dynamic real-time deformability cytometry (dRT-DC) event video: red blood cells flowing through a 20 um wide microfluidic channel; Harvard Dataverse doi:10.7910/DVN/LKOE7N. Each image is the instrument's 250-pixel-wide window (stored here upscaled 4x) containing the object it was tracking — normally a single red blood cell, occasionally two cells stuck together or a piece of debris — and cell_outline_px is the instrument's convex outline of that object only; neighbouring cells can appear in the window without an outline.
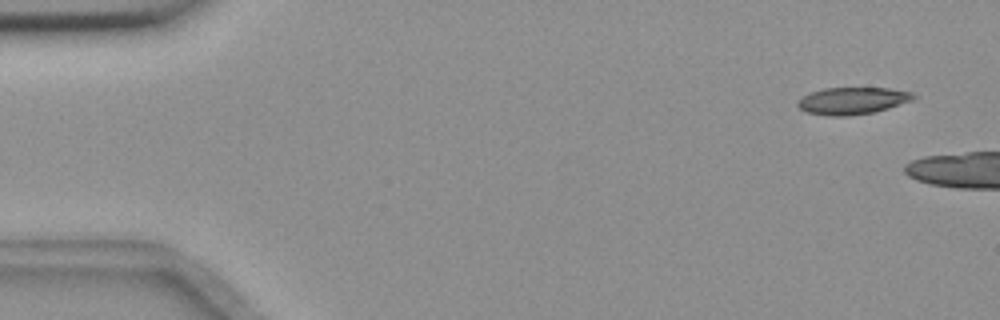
{"species": "common noctule bat (a hibernating species)", "species_latin": "Nyctalus noctula", "temperature_condition": "room temperature", "stored_images_in_passage": 4, "camera_frame_rate_fps": 3000, "um_per_image_px": 0.085, "animal": {"sex": "female", "body_mass_g": 18.4}, "frame": {"image": 1, "passage_image": 1, "time_ms": 0.0, "image_size_px": [1000, 320], "cell_outline_px": [[916, 96], [912, 100], [888, 108], [872, 112], [848, 116], [832, 116], [808, 112], [800, 108], [796, 104], [800, 96], [824, 88], [888, 88], [912, 92]], "centroid_in_image_um": [72.44, 8.55], "position_along_channel_um": 12.6, "area_um2": 18.09}}